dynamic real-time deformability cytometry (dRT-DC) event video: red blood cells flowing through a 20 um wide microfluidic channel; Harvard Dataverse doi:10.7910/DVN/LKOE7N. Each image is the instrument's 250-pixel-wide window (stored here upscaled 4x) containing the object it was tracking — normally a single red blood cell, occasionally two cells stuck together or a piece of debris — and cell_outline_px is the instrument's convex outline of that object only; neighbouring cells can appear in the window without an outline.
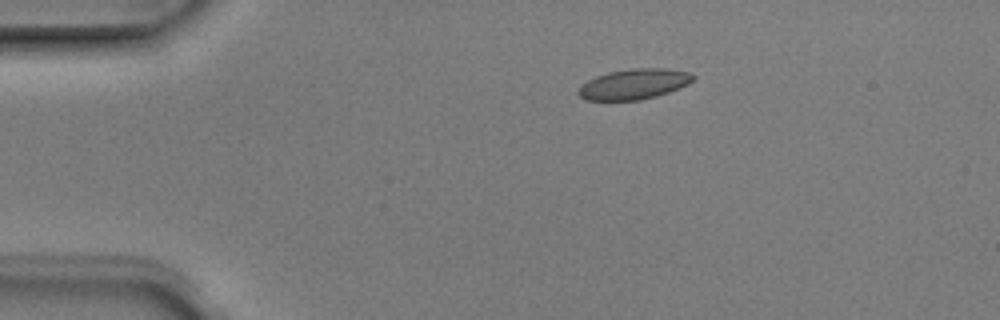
{"species": "Egyptian fruit bat (a non-hibernating species)", "species_latin": "Rousettus aegyptiacus", "temperature_condition": "room temperature", "stored_images_in_passage": 6, "camera_frame_rate_fps": 3000, "um_per_image_px": 0.085, "animal": {"sex": "male"}, "frame": {"image": 1, "passage_image": 2, "time_ms": 0.333, "image_size_px": [1000, 320], "cell_outline_px": [[696, 76], [688, 84], [668, 92], [656, 96], [640, 100], [588, 100], [580, 96], [576, 92], [588, 80], [596, 76], [608, 72], [636, 68], [668, 68], [688, 72]], "centroid_in_image_um": [53.9, 7.14], "position_along_channel_um": 31.1, "area_um2": 20.11}}
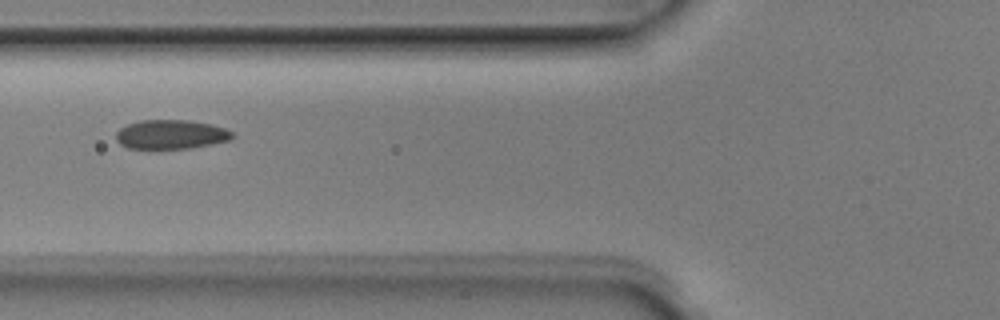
{"frame": {"image": 2, "passage_image": 5, "time_ms": 1.333, "image_size_px": [1000, 320], "cell_outline_px": [[236, 136], [228, 140], [192, 148], [128, 148], [120, 144], [116, 140], [116, 132], [120, 128], [128, 124], [140, 120], [188, 120], [212, 124], [224, 128], [232, 132]], "centroid_in_image_um": [14.52, 11.42], "position_along_channel_um": 111.3, "area_um2": 19.71}}
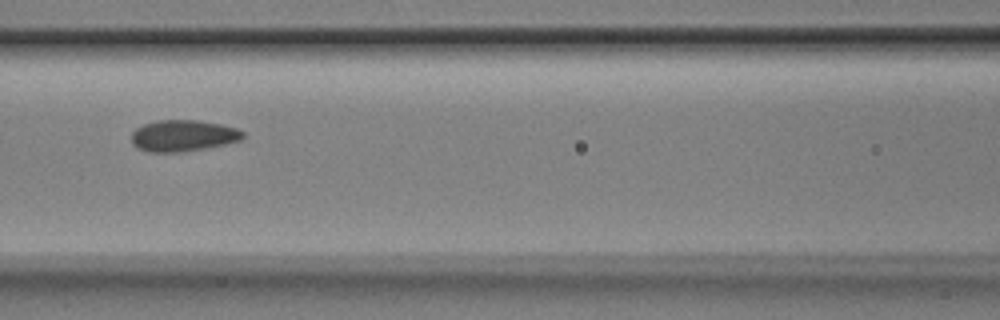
{"frame": {"image": 3, "passage_image": 6, "time_ms": 1.667, "image_size_px": [1000, 320], "cell_outline_px": [[244, 136], [240, 140], [224, 144], [204, 148], [180, 152], [148, 152], [136, 148], [132, 144], [132, 132], [136, 128], [144, 124], [156, 120], [200, 120], [220, 124], [236, 128], [244, 132]], "centroid_in_image_um": [15.53, 11.53], "position_along_channel_um": 151.1, "area_um2": 20.4}}